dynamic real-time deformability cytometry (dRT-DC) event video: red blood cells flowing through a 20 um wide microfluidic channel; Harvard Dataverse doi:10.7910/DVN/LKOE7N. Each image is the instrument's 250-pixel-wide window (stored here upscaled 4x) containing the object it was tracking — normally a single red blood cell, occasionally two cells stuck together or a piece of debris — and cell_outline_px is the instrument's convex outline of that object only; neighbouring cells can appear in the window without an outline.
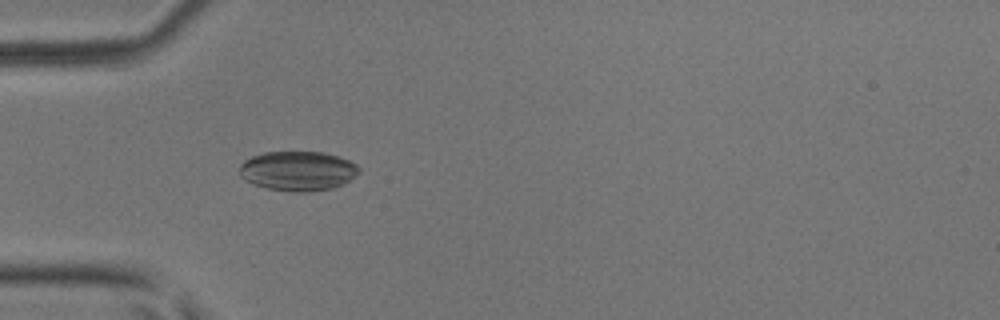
{"species": "common noctule bat (a hibernating species)", "species_latin": "Nyctalus noctula", "temperature_condition": "room temperature", "stored_images_in_passage": 6, "camera_frame_rate_fps": 3000, "um_per_image_px": 0.085, "animal": {"sex": "male", "body_mass_g": 17.9, "forearm_length_mm": 54.2}, "frame": {"image": 1, "passage_image": 4, "time_ms": 1.0, "image_size_px": [1000, 320], "cell_outline_px": [[360, 172], [348, 180], [332, 188], [308, 192], [288, 192], [268, 188], [244, 180], [240, 176], [240, 164], [244, 160], [252, 156], [264, 152], [324, 152], [340, 156], [356, 164], [360, 168]], "centroid_in_image_um": [25.31, 14.52], "position_along_channel_um": 59.7, "area_um2": 27.57}}
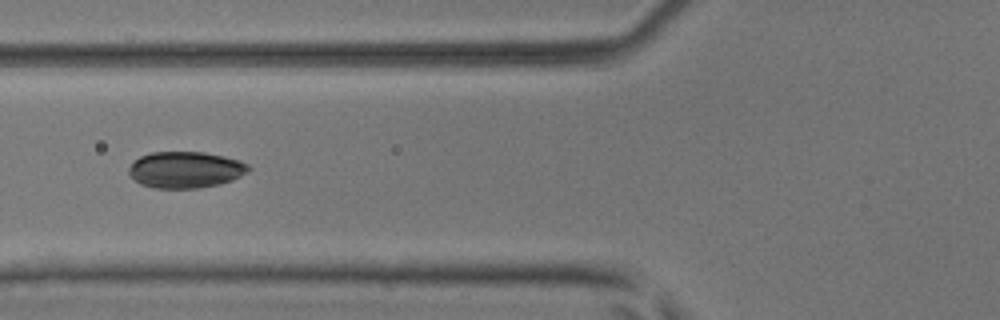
{"frame": {"image": 2, "passage_image": 5, "time_ms": 1.333, "image_size_px": [1000, 320], "cell_outline_px": [[252, 168], [248, 172], [232, 180], [220, 184], [200, 188], [156, 188], [140, 184], [128, 172], [128, 168], [140, 156], [152, 152], [204, 152], [224, 156], [240, 160], [248, 164]], "centroid_in_image_um": [15.8, 14.43], "position_along_channel_um": 110.0, "area_um2": 25.43}}
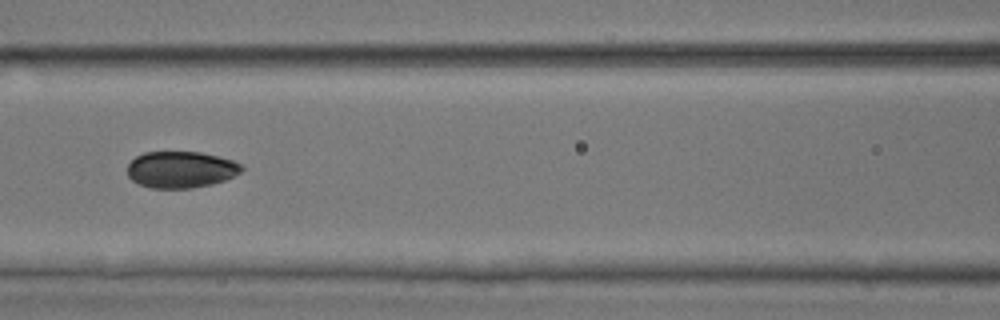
{"frame": {"image": 3, "passage_image": 6, "time_ms": 1.667, "image_size_px": [1000, 320], "cell_outline_px": [[244, 168], [240, 172], [224, 180], [212, 184], [192, 188], [152, 188], [140, 184], [132, 180], [128, 176], [128, 164], [136, 156], [144, 152], [200, 152], [220, 156], [232, 160], [240, 164]], "centroid_in_image_um": [15.37, 14.41], "position_along_channel_um": 151.2, "area_um2": 24.28}}